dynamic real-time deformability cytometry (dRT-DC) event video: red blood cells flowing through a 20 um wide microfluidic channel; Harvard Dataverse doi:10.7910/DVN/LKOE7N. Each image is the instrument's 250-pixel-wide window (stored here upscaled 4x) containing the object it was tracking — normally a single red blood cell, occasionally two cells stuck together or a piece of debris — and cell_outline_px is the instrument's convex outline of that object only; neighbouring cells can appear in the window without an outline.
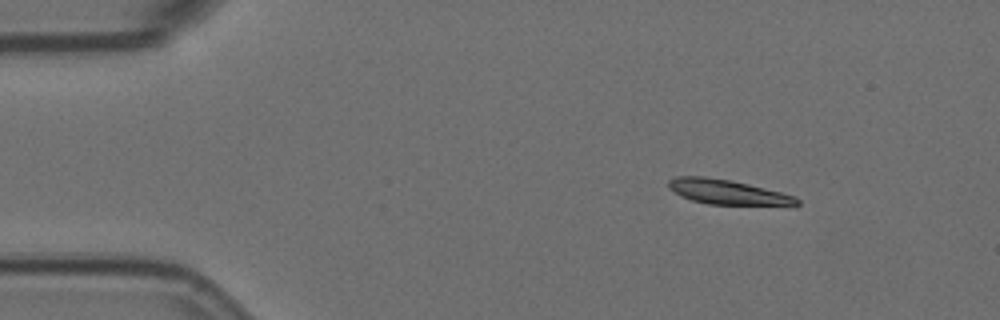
{"species": "Egyptian fruit bat (a non-hibernating species)", "species_latin": "Rousettus aegyptiacus", "temperature_condition": "room temperature", "stored_images_in_passage": 49, "camera_frame_rate_fps": 3000, "um_per_image_px": 0.085, "animal": {"sex": "female"}, "frame": {"image": 1, "passage_image": 1, "time_ms": 0.0, "image_size_px": [1000, 320], "cell_outline_px": [[800, 204], [708, 204], [692, 200], [680, 196], [668, 188], [668, 180], [676, 176], [704, 176], [732, 180], [796, 196], [800, 200]], "centroid_in_image_um": [61.75, 16.3], "position_along_channel_um": 23.3, "area_um2": 18.21}}
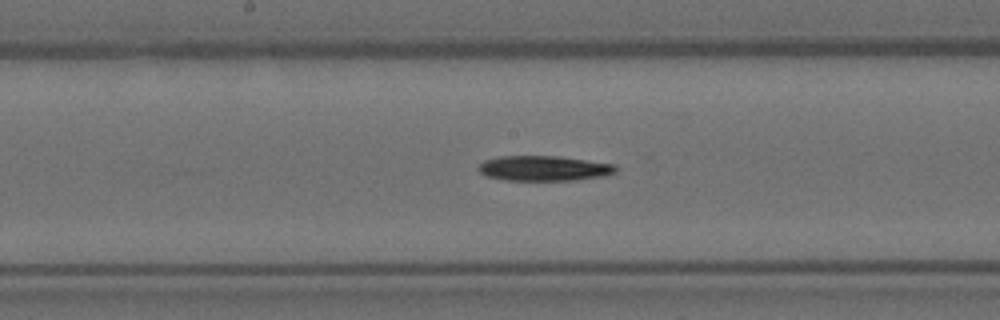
{"frame": {"image": 2, "passage_image": 22, "time_ms": 7.0, "image_size_px": [1000, 320], "cell_outline_px": [[616, 172], [604, 176], [576, 180], [504, 180], [488, 176], [480, 172], [476, 168], [484, 160], [500, 156], [560, 156], [616, 164]], "centroid_in_image_um": [46.25, 14.3], "position_along_channel_um": 202.0, "area_um2": 20.17}}
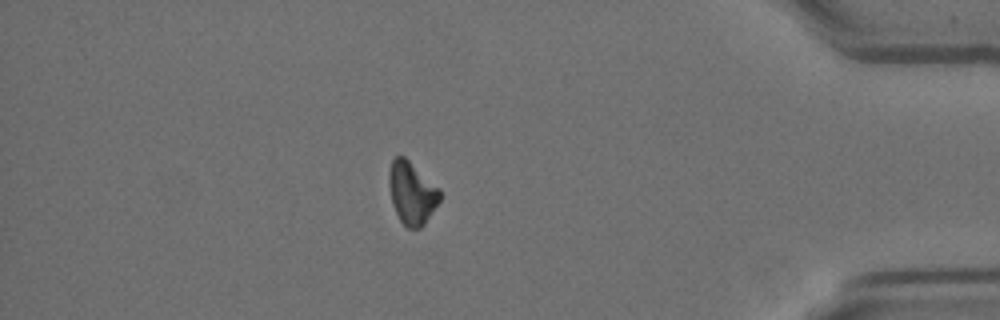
{"frame": {"image": 3, "passage_image": 42, "time_ms": 13.667, "image_size_px": [1000, 320], "cell_outline_px": [[440, 200], [424, 224], [420, 228], [408, 228], [400, 220], [392, 204], [388, 184], [388, 172], [392, 160], [396, 156], [404, 156], [440, 188]], "centroid_in_image_um": [34.99, 16.38], "position_along_channel_um": 400.2, "area_um2": 18.5}}